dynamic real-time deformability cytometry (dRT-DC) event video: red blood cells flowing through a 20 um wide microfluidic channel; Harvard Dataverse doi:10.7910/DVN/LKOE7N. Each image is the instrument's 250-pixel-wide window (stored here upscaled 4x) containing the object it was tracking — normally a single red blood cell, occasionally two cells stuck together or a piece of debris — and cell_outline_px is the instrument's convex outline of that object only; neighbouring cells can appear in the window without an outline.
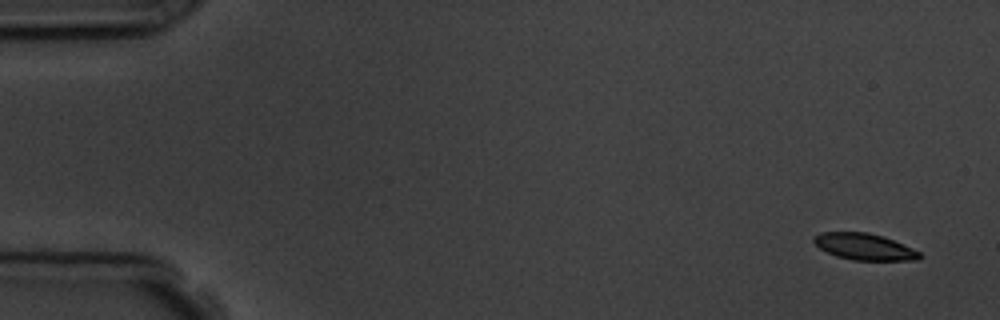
{"species": "common noctule bat (a hibernating species)", "species_latin": "Nyctalus noctula", "temperature_condition": "room temperature", "stored_images_in_passage": 5, "camera_frame_rate_fps": 3000, "um_per_image_px": 0.085, "animal": {"sex": "male", "body_mass_g": 19.5, "forearm_length_mm": 54.6}, "frame": {"image": 1, "passage_image": 1, "time_ms": 0.0, "image_size_px": [1000, 320], "cell_outline_px": [[920, 260], [852, 260], [836, 256], [820, 248], [812, 240], [812, 236], [820, 232], [868, 232], [884, 236], [912, 248], [920, 252]], "centroid_in_image_um": [73.45, 20.96], "position_along_channel_um": 11.6, "area_um2": 16.36}}
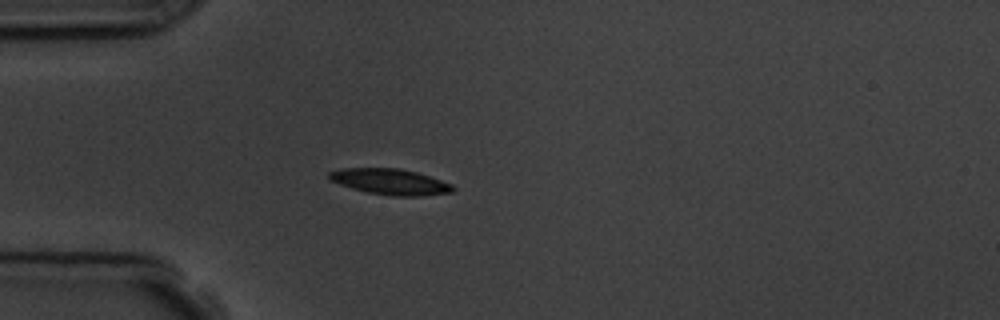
{"frame": {"image": 2, "passage_image": 4, "time_ms": 4.333, "image_size_px": [1000, 320], "cell_outline_px": [[456, 188], [452, 192], [424, 196], [392, 196], [368, 192], [352, 188], [328, 180], [328, 172], [340, 168], [400, 168], [416, 172], [452, 184]], "centroid_in_image_um": [33.15, 15.44], "position_along_channel_um": 51.8, "area_um2": 18.67}}